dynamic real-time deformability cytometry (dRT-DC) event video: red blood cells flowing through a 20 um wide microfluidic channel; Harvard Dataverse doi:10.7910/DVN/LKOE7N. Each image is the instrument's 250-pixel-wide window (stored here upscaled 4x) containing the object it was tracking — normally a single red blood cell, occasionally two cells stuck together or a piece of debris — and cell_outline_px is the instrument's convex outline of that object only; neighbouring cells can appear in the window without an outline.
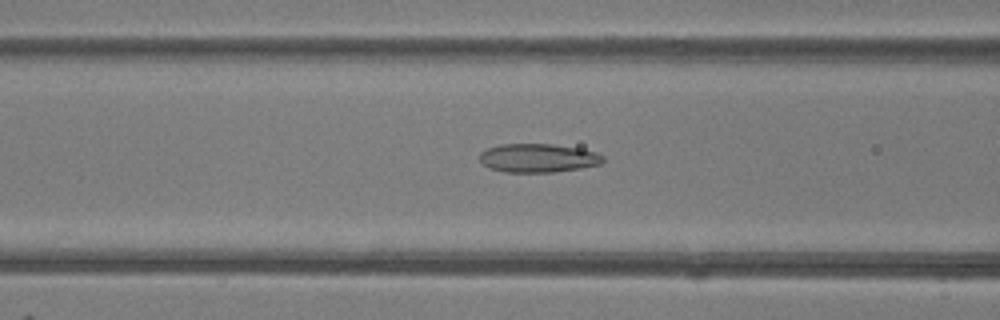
{"species": "common noctule bat (a hibernating species)", "species_latin": "Nyctalus noctula", "temperature_condition": "room temperature", "stored_images_in_passage": 48, "camera_frame_rate_fps": 3000, "um_per_image_px": 0.085, "animal": {"sex": "female"}, "frame": {"image": 1, "passage_image": 19, "time_ms": 6.0, "image_size_px": [1000, 320], "cell_outline_px": [[604, 160], [600, 164], [580, 168], [552, 172], [504, 172], [488, 168], [480, 160], [480, 152], [488, 148], [500, 144], [552, 144], [580, 148], [596, 152], [604, 156]], "centroid_in_image_um": [45.73, 13.43], "position_along_channel_um": 120.9, "area_um2": 20.63}}
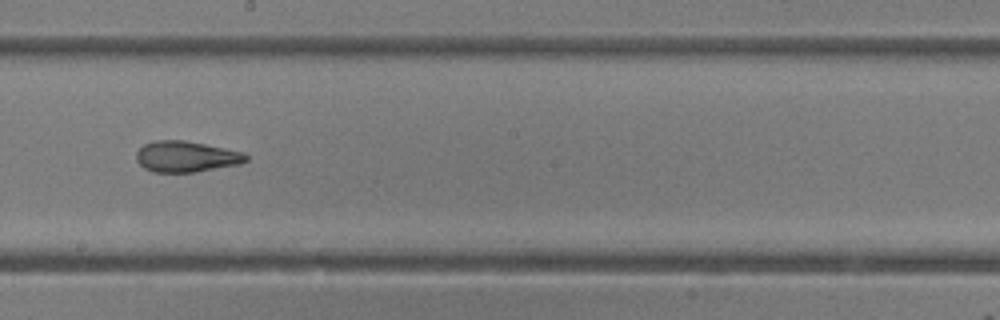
{"frame": {"image": 2, "passage_image": 27, "time_ms": 8.667, "image_size_px": [1000, 320], "cell_outline_px": [[248, 160], [240, 164], [196, 172], [152, 172], [144, 168], [136, 160], [136, 152], [144, 144], [156, 140], [184, 140], [244, 152], [248, 156]], "centroid_in_image_um": [15.82, 13.31], "position_along_channel_um": 232.4, "area_um2": 19.83}}
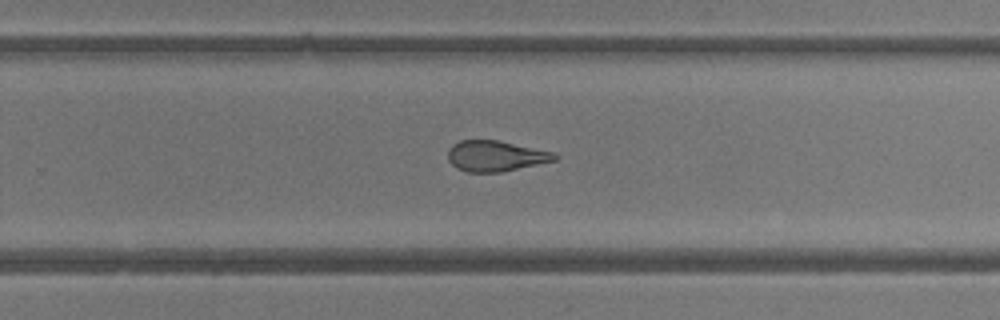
{"frame": {"image": 3, "passage_image": 31, "time_ms": 10.0, "image_size_px": [1000, 320], "cell_outline_px": [[556, 160], [500, 172], [468, 172], [456, 168], [448, 160], [448, 148], [452, 144], [460, 140], [496, 140], [552, 152], [556, 156]], "centroid_in_image_um": [42.05, 13.26], "position_along_channel_um": 287.8, "area_um2": 18.79}, "authors_computed_cell_mechanics": {"area_um2": 21.7328, "velocity_mm_per_s": 4.1681, "shape_relaxation_time_tau1_ms": 10.5651, "shape_relaxation_time_tau2_ms": 2.3992, "deformation_change_tau1": 0.228, "deformation_change_tau2": 0.1056}}